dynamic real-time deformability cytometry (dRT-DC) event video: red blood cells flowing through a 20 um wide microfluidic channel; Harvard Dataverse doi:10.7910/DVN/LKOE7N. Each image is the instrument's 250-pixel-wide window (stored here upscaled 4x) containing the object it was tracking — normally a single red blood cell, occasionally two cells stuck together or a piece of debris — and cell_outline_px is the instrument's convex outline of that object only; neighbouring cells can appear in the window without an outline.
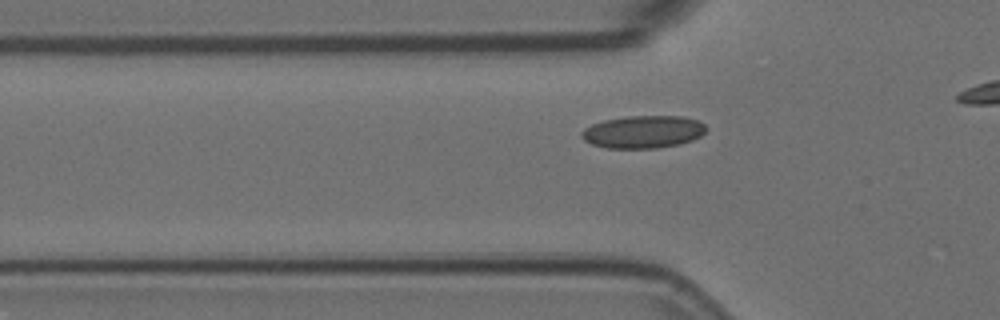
{"species": "Egyptian fruit bat (a non-hibernating species)", "species_latin": "Rousettus aegyptiacus", "temperature_condition": "room temperature", "stored_images_in_passage": 20, "camera_frame_rate_fps": 3000, "um_per_image_px": 0.085, "animal": {"sex": "female"}, "frame": {"image": 1, "passage_image": 10, "time_ms": 3.0, "image_size_px": [1000, 320], "cell_outline_px": [[708, 128], [700, 136], [692, 140], [680, 144], [656, 148], [608, 148], [592, 144], [584, 140], [580, 136], [580, 132], [584, 128], [592, 124], [604, 120], [628, 116], [684, 116], [696, 120], [704, 124]], "centroid_in_image_um": [54.66, 11.2], "position_along_channel_um": 71.1, "area_um2": 23.7}}
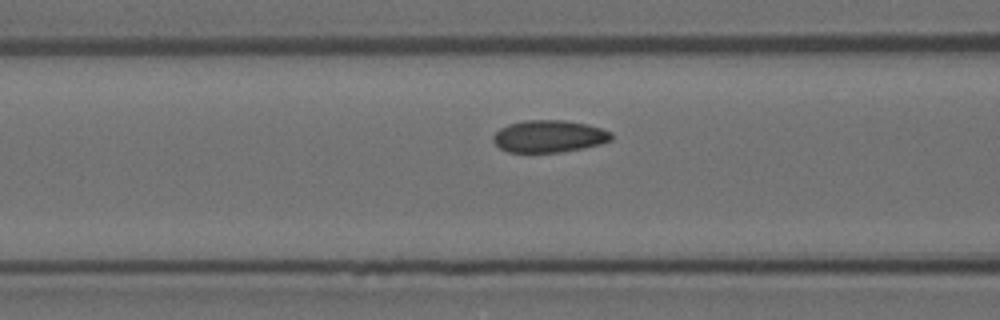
{"frame": {"image": 2, "passage_image": 14, "time_ms": 4.333, "image_size_px": [1000, 320], "cell_outline_px": [[612, 140], [600, 144], [560, 152], [508, 152], [500, 148], [492, 140], [492, 136], [500, 128], [508, 124], [524, 120], [564, 120], [588, 124], [612, 132]], "centroid_in_image_um": [46.65, 11.58], "position_along_channel_um": 119.9, "area_um2": 22.14}}
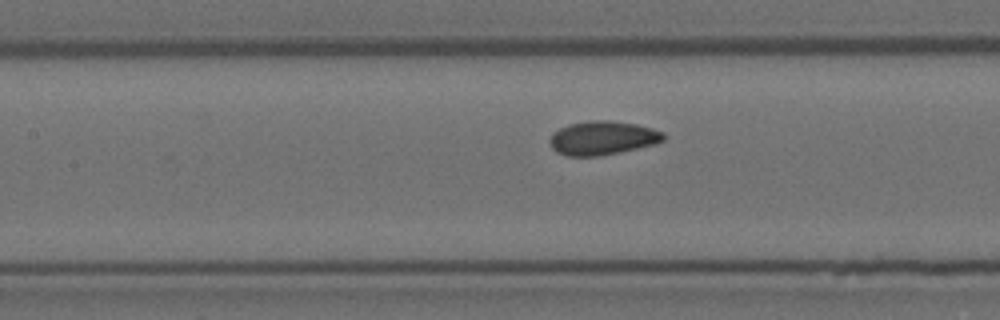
{"frame": {"image": 3, "passage_image": 17, "time_ms": 5.333, "image_size_px": [1000, 320], "cell_outline_px": [[664, 140], [652, 144], [636, 148], [596, 156], [568, 156], [556, 152], [552, 148], [548, 140], [552, 132], [568, 124], [592, 120], [608, 120], [636, 124], [652, 128], [664, 132]], "centroid_in_image_um": [51.16, 11.71], "position_along_channel_um": 156.2, "area_um2": 22.25}}